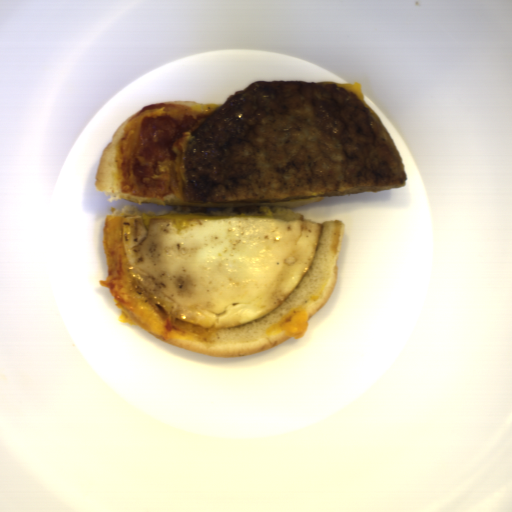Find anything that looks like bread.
Returning a JSON list of instances; mask_svg holds the SVG:
<instances>
[{
  "label": "bread",
  "instance_id": "bread-1",
  "mask_svg": "<svg viewBox=\"0 0 512 512\" xmlns=\"http://www.w3.org/2000/svg\"><path fill=\"white\" fill-rule=\"evenodd\" d=\"M145 105L104 148L94 186L164 212L112 207L103 228L107 287L144 331L210 357H243L294 337L338 283L343 220L315 222L292 208L321 201L185 202V153L221 106ZM119 212V213H118Z\"/></svg>",
  "mask_w": 512,
  "mask_h": 512
}]
</instances>
